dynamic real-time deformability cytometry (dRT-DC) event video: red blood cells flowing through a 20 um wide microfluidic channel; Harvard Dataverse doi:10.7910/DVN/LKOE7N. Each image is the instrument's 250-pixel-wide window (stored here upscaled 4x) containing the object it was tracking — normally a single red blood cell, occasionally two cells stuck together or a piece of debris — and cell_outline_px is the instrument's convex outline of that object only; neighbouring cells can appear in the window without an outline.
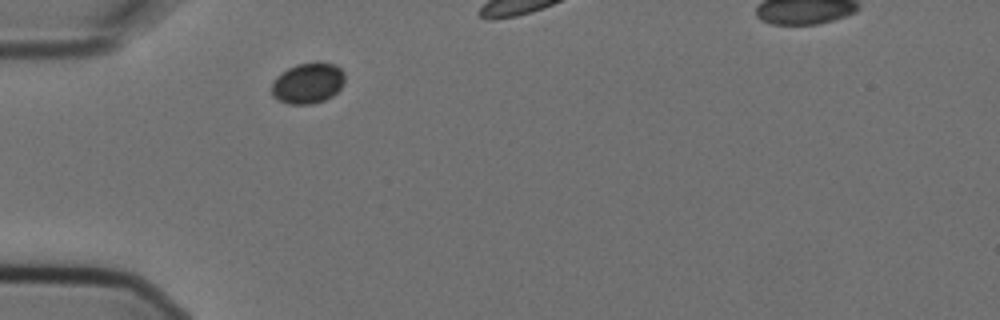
{"species": "Egyptian fruit bat (a non-hibernating species)", "species_latin": "Rousettus aegyptiacus", "temperature_condition": "cold", "stored_images_in_passage": 1, "camera_frame_rate_fps": 3000, "um_per_image_px": 0.085, "animal": {"sex": "female"}, "frame": {"image": 1, "passage_image": 1, "time_ms": 0.0, "image_size_px": [1000, 320], "cell_outline_px": [[344, 84], [332, 96], [324, 100], [312, 104], [288, 104], [276, 100], [272, 96], [272, 84], [276, 76], [288, 68], [296, 64], [316, 60], [320, 60], [336, 64], [344, 72]], "centroid_in_image_um": [26.17, 7.04], "position_along_channel_um": 58.8, "area_um2": 17.86}}